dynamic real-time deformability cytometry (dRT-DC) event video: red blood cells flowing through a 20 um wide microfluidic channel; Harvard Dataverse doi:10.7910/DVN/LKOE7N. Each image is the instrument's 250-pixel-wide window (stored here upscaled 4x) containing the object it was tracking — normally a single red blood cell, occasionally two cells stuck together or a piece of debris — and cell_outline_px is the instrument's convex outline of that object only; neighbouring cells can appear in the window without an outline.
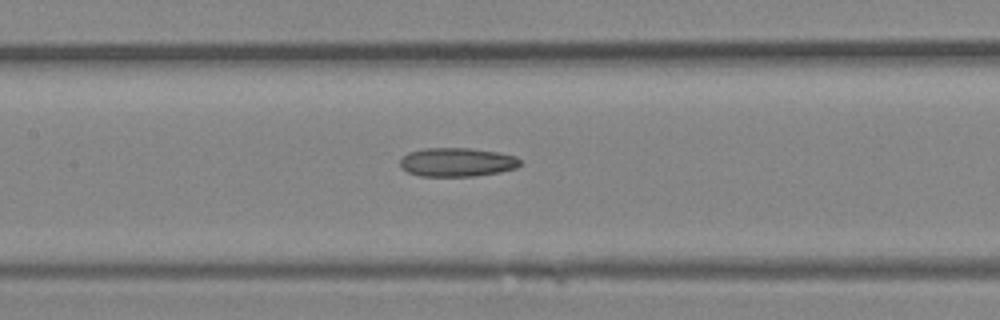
{"species": "Egyptian fruit bat (a non-hibernating species)", "species_latin": "Rousettus aegyptiacus", "temperature_condition": "room temperature", "stored_images_in_passage": 26, "camera_frame_rate_fps": 3000, "um_per_image_px": 0.085, "animal": {"sex": "female"}, "frame": {"image": 1, "passage_image": 15, "time_ms": 4.667, "image_size_px": [1000, 320], "cell_outline_px": [[520, 164], [516, 168], [500, 172], [476, 176], [420, 176], [408, 172], [400, 168], [400, 160], [408, 152], [424, 148], [468, 148], [500, 152], [516, 156], [520, 160]], "centroid_in_image_um": [38.84, 13.78], "position_along_channel_um": 168.6, "area_um2": 20.29}}
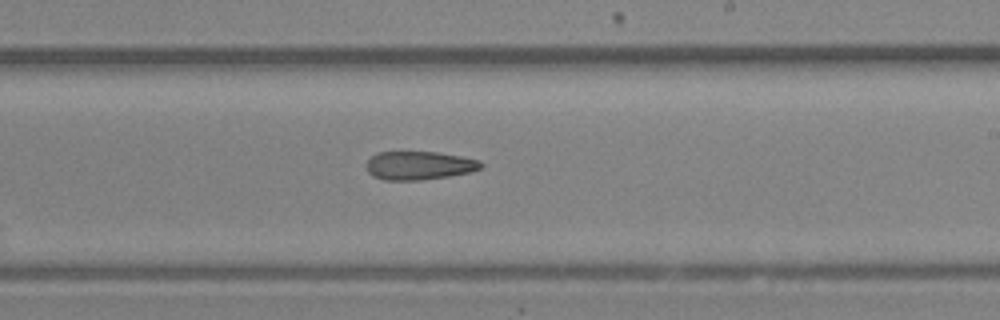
{"frame": {"image": 2, "passage_image": 19, "time_ms": 6.0, "image_size_px": [1000, 320], "cell_outline_px": [[484, 164], [480, 168], [468, 172], [448, 176], [420, 180], [384, 180], [372, 176], [368, 172], [368, 160], [376, 152], [436, 152], [460, 156], [480, 160]], "centroid_in_image_um": [35.62, 14.06], "position_along_channel_um": 253.4, "area_um2": 18.84}}